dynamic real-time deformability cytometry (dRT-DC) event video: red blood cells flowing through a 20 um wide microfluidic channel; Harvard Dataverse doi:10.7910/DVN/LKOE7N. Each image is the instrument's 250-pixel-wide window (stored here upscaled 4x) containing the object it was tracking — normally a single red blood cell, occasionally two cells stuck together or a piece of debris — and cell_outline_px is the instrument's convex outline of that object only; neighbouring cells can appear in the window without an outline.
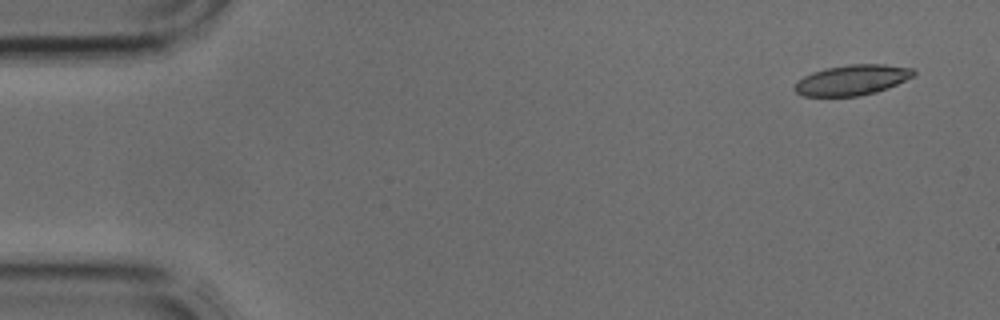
{"species": "common noctule bat (a hibernating species)", "species_latin": "Nyctalus noctula", "temperature_condition": "cold", "stored_images_in_passage": 4, "camera_frame_rate_fps": 3000, "um_per_image_px": 0.085, "animal": {"sex": "male", "body_mass_g": 17.9, "forearm_length_mm": 54.2}, "frame": {"image": 1, "passage_image": 1, "time_ms": 0.0, "image_size_px": [1000, 320], "cell_outline_px": [[916, 76], [888, 88], [876, 92], [856, 96], [804, 96], [796, 92], [792, 88], [796, 80], [812, 72], [824, 68], [852, 64], [884, 64], [912, 68], [916, 72]], "centroid_in_image_um": [72.42, 6.79], "position_along_channel_um": 12.6, "area_um2": 21.27}}
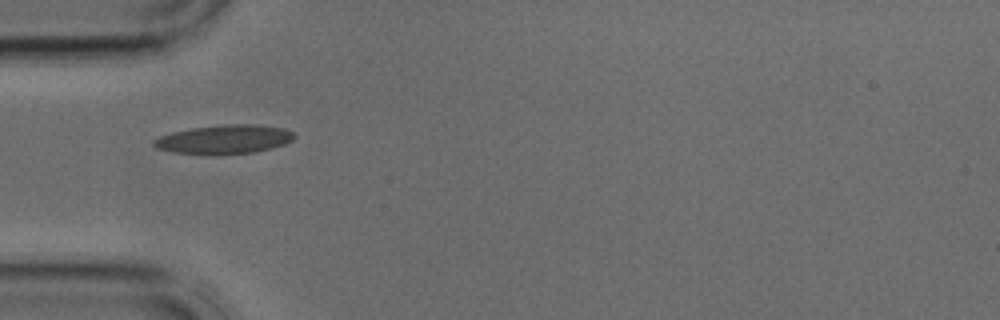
{"frame": {"image": 2, "passage_image": 4, "time_ms": 1.0, "image_size_px": [1000, 320], "cell_outline_px": [[296, 136], [292, 140], [284, 144], [272, 148], [256, 152], [212, 156], [172, 152], [156, 148], [152, 144], [152, 140], [160, 136], [172, 132], [192, 128], [224, 124], [256, 124], [284, 128], [292, 132]], "centroid_in_image_um": [19.04, 11.86], "position_along_channel_um": 66.0, "area_um2": 24.16}}